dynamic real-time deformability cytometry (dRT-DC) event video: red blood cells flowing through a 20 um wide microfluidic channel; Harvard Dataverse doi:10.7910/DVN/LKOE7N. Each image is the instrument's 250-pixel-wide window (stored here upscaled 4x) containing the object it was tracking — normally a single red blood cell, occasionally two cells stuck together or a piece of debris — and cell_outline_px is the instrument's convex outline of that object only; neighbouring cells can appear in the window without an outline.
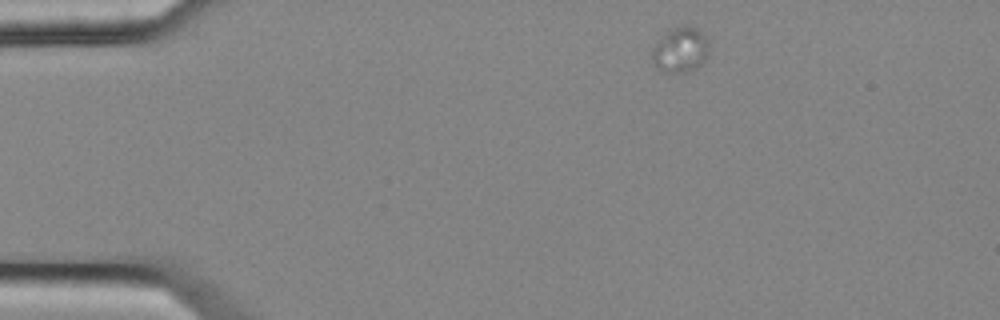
{"species": "common noctule bat (a hibernating species)", "species_latin": "Nyctalus noctula", "temperature_condition": "cold", "stored_images_in_passage": 3, "camera_frame_rate_fps": 3000, "um_per_image_px": 0.085, "animal": {"sex": "female", "body_mass_g": 25.1}, "frame": {"image": 1, "passage_image": 1, "time_ms": 0.0, "image_size_px": [1000, 320], "cell_outline_px": [[708, 56], [692, 72], [660, 72], [652, 64], [652, 48], [668, 32], [680, 24], [688, 24], [696, 28], [708, 40]], "centroid_in_image_um": [57.83, 4.26], "position_along_channel_um": 27.2, "area_um2": 15.09}}